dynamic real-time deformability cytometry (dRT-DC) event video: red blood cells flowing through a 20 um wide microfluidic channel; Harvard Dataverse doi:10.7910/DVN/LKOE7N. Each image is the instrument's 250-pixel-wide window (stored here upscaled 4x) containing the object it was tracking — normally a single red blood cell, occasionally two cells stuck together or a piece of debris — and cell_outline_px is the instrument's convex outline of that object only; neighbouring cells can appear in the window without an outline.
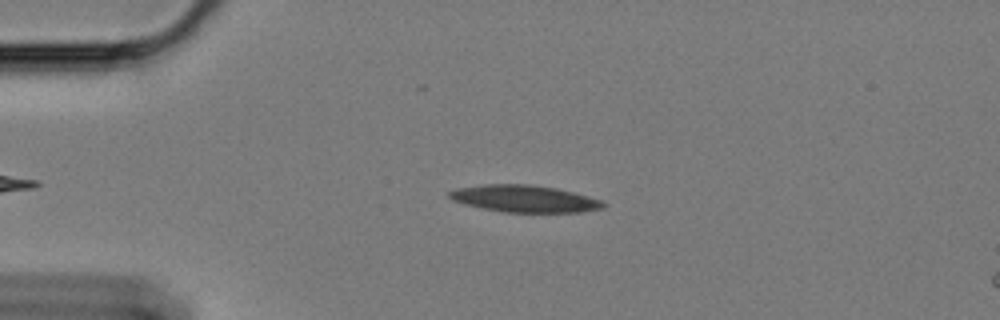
{"species": "Egyptian fruit bat (a non-hibernating species)", "species_latin": "Rousettus aegyptiacus", "temperature_condition": "cold", "stored_images_in_passage": 48, "camera_frame_rate_fps": 3000, "um_per_image_px": 0.085, "animal": {"sex": "female"}, "frame": {"image": 1, "passage_image": 9, "time_ms": 2.667, "image_size_px": [1000, 320], "cell_outline_px": [[608, 204], [604, 208], [580, 212], [504, 212], [464, 204], [452, 200], [448, 196], [448, 192], [456, 188], [484, 184], [532, 184], [556, 188], [604, 200]], "centroid_in_image_um": [44.61, 16.88], "position_along_channel_um": 40.4, "area_um2": 24.33}}
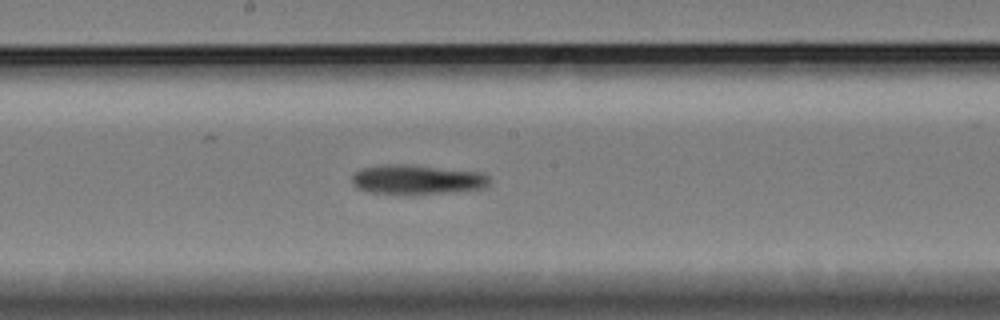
{"frame": {"image": 2, "passage_image": 27, "time_ms": 8.667, "image_size_px": [1000, 320], "cell_outline_px": [[488, 184], [484, 188], [456, 192], [412, 196], [408, 196], [368, 192], [356, 188], [352, 184], [352, 176], [360, 168], [384, 164], [404, 164], [480, 172], [488, 176]], "centroid_in_image_um": [35.39, 15.3], "position_along_channel_um": 212.8, "area_um2": 24.33}}
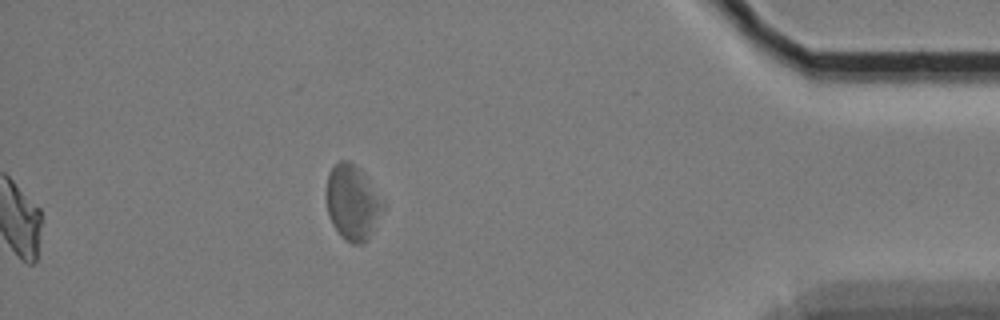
{"frame": {"image": 3, "passage_image": 48, "time_ms": 15.667, "image_size_px": [1000, 320], "cell_outline_px": [[384, 208], [368, 240], [364, 244], [352, 244], [344, 240], [340, 236], [332, 224], [328, 216], [328, 172], [340, 160], [348, 160], [360, 168], [384, 204]], "centroid_in_image_um": [29.96, 17.25], "position_along_channel_um": 405.2, "area_um2": 24.45}}